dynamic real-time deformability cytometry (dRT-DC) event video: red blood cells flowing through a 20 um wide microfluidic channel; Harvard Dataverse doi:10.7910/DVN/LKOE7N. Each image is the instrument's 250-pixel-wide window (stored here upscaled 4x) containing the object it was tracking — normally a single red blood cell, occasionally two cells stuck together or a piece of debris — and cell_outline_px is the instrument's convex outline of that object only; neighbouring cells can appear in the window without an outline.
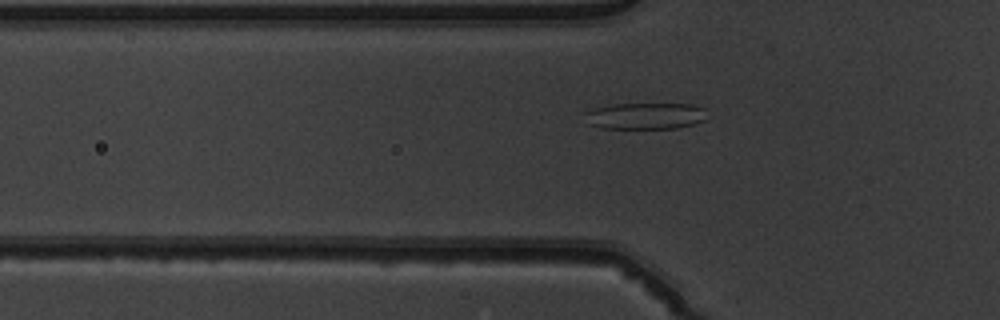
{"species": "common noctule bat (a hibernating species)", "species_latin": "Nyctalus noctula", "temperature_condition": "warm", "stored_images_in_passage": 42, "camera_frame_rate_fps": 3000, "um_per_image_px": 0.085, "animal": {"sex": "male", "body_mass_g": 19.5, "forearm_length_mm": 54.6}, "frame": {"image": 1, "passage_image": 9, "time_ms": 2.667, "image_size_px": [1000, 320], "cell_outline_px": [[708, 120], [676, 128], [600, 128], [588, 124], [584, 112], [592, 108], [612, 104], [692, 104], [704, 108]], "centroid_in_image_um": [54.85, 9.85], "position_along_channel_um": 71.0, "area_um2": 19.02}}
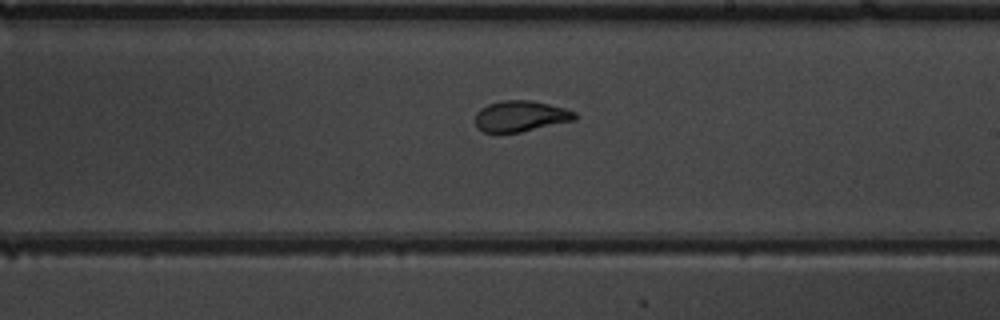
{"frame": {"image": 2, "passage_image": 22, "time_ms": 7.0, "image_size_px": [1000, 320], "cell_outline_px": [[576, 120], [520, 132], [484, 132], [476, 128], [476, 112], [480, 108], [488, 104], [504, 100], [532, 100], [564, 108], [576, 112]], "centroid_in_image_um": [44.24, 9.87], "position_along_channel_um": 244.8, "area_um2": 17.92}}
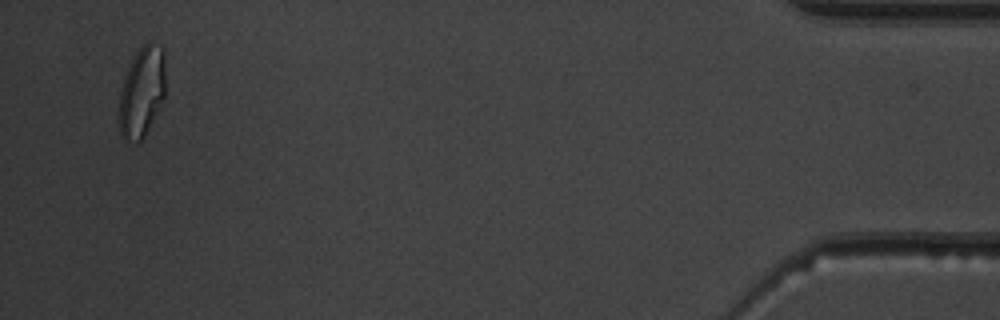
{"frame": {"image": 3, "passage_image": 41, "time_ms": 13.333, "image_size_px": [1000, 320], "cell_outline_px": [[164, 96], [144, 136], [140, 140], [136, 140], [124, 136], [120, 132], [120, 88], [124, 76], [136, 52], [148, 40], [152, 40], [164, 48]], "centroid_in_image_um": [12.07, 7.69], "position_along_channel_um": 423.1, "area_um2": 23.76}, "authors_computed_cell_mechanics": {"area_um2": 19.2185, "velocity_mm_per_s": 4.0137, "shape_relaxation_time_tau1_ms": null, "shape_relaxation_time_tau2_ms": 0.8785, "deformation_change_tau1": null, "deformation_change_tau2": 0.0746}}